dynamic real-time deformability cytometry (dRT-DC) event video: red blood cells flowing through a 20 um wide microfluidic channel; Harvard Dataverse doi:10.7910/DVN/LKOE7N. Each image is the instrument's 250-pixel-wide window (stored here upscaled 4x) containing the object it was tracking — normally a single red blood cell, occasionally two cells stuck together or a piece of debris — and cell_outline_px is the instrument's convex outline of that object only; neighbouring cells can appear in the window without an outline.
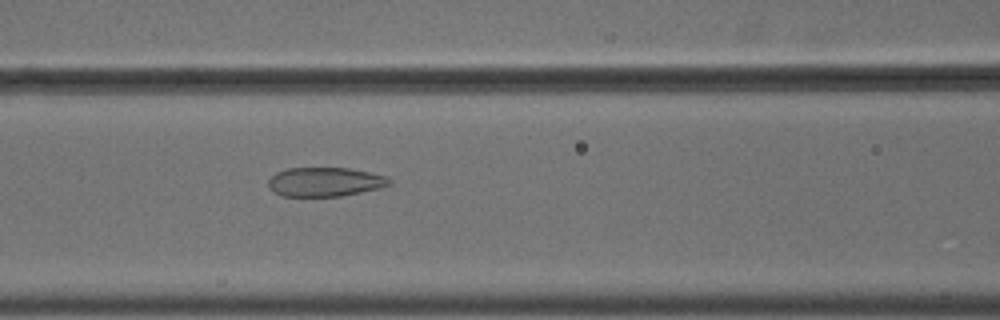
{"species": "common noctule bat (a hibernating species)", "species_latin": "Nyctalus noctula", "temperature_condition": "cold", "stored_images_in_passage": 56, "camera_frame_rate_fps": 3000, "um_per_image_px": 0.085, "animal": {"sex": "male", "body_mass_g": 18.8}, "frame": {"image": 1, "passage_image": 25, "time_ms": 8.0, "image_size_px": [1000, 320], "cell_outline_px": [[392, 184], [380, 188], [340, 196], [280, 196], [268, 188], [268, 180], [276, 172], [288, 168], [348, 168], [388, 176], [392, 180]], "centroid_in_image_um": [27.62, 15.46], "position_along_channel_um": 139.0, "area_um2": 20.63}}
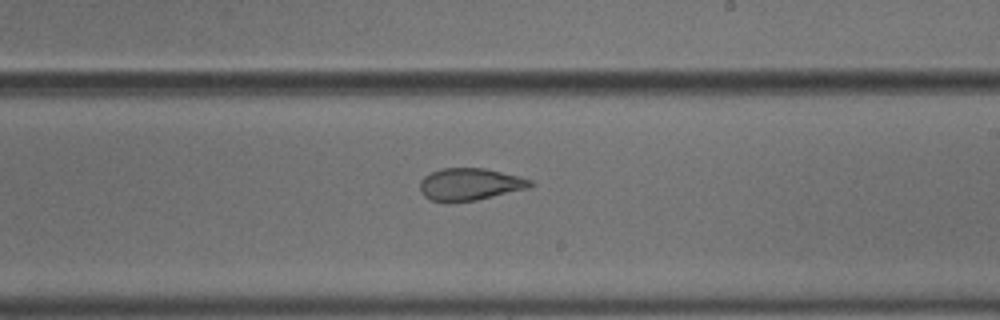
{"frame": {"image": 2, "passage_image": 34, "time_ms": 11.0, "image_size_px": [1000, 320], "cell_outline_px": [[536, 184], [528, 188], [476, 200], [432, 200], [424, 196], [420, 192], [420, 180], [424, 176], [440, 168], [484, 168], [520, 176], [532, 180]], "centroid_in_image_um": [39.97, 15.63], "position_along_channel_um": 249.0, "area_um2": 20.4}}
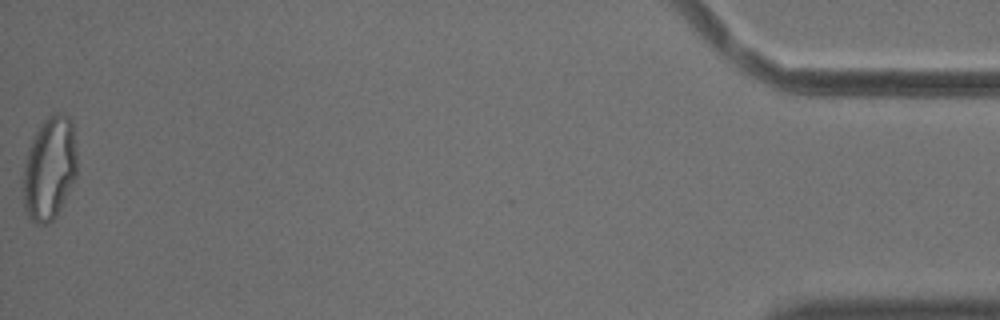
{"frame": {"image": 3, "passage_image": 56, "time_ms": 18.333, "image_size_px": [1000, 320], "cell_outline_px": [[76, 176], [56, 216], [48, 224], [36, 224], [28, 216], [24, 208], [24, 160], [28, 148], [40, 124], [48, 116], [56, 112], [64, 112], [72, 116], [76, 148]], "centroid_in_image_um": [4.22, 14.26], "position_along_channel_um": 431.0, "area_um2": 32.66}, "authors_computed_cell_mechanics": {"area_um2": 27.166, "velocity_mm_per_s": 3.6632, "shape_relaxation_time_tau1_ms": null, "shape_relaxation_time_tau2_ms": 1.569, "deformation_change_tau1": null, "deformation_change_tau2": 0.0876}}